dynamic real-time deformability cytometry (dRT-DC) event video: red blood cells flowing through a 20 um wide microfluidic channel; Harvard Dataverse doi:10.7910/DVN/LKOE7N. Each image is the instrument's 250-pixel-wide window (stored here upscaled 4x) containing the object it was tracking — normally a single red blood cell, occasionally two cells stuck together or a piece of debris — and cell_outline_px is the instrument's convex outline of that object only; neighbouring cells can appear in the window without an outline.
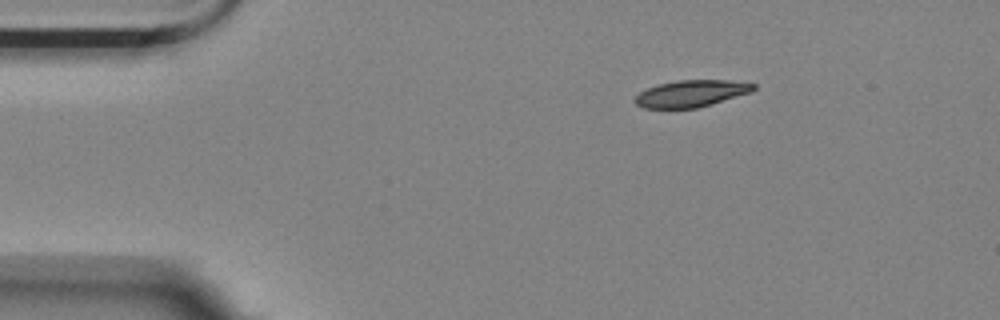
{"species": "Egyptian fruit bat (a non-hibernating species)", "species_latin": "Rousettus aegyptiacus", "temperature_condition": "room temperature", "stored_images_in_passage": 44, "camera_frame_rate_fps": 3000, "um_per_image_px": 0.085, "animal": {"sex": "female"}, "frame": {"image": 1, "passage_image": 1, "time_ms": 0.0, "image_size_px": [1000, 320], "cell_outline_px": [[756, 88], [752, 92], [696, 108], [644, 108], [636, 104], [632, 100], [640, 92], [656, 84], [676, 80], [728, 80], [756, 84]], "centroid_in_image_um": [58.73, 7.94], "position_along_channel_um": 26.3, "area_um2": 18.5}}
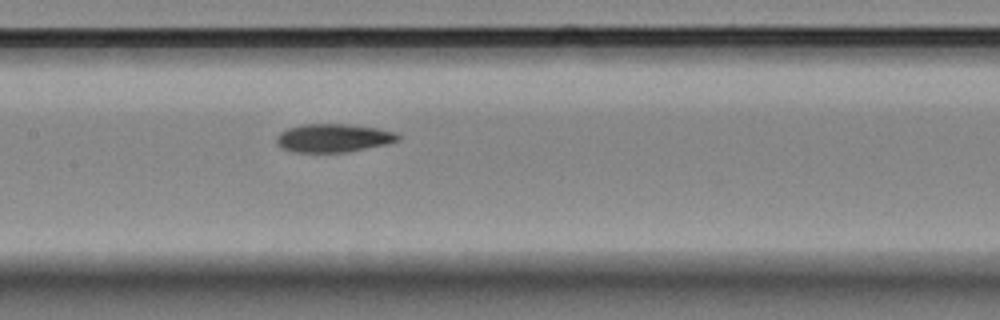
{"frame": {"image": 2, "passage_image": 19, "time_ms": 6.0, "image_size_px": [1000, 320], "cell_outline_px": [[400, 140], [388, 144], [348, 152], [296, 152], [280, 148], [276, 144], [276, 136], [280, 132], [288, 128], [304, 124], [348, 124], [376, 128], [396, 132], [400, 136]], "centroid_in_image_um": [28.34, 11.73], "position_along_channel_um": 179.1, "area_um2": 20.23}}
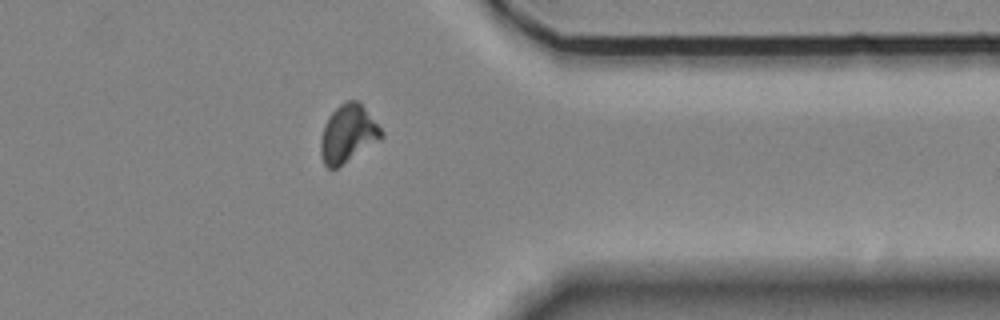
{"frame": {"image": 3, "passage_image": 37, "time_ms": 12.0, "image_size_px": [1000, 320], "cell_outline_px": [[384, 136], [380, 140], [336, 168], [328, 168], [324, 164], [320, 152], [320, 140], [324, 124], [328, 116], [340, 104], [348, 100], [356, 100], [364, 108], [384, 132]], "centroid_in_image_um": [29.56, 11.37], "position_along_channel_um": 381.8, "area_um2": 20.17}, "authors_computed_cell_mechanics": {"area_um2": 20.1144, "velocity_mm_per_s": 3.542, "shape_relaxation_time_tau1_ms": 5.8289, "shape_relaxation_time_tau2_ms": 4.1315, "deformation_change_tau1": 0.161, "deformation_change_tau2": 0.0744}}